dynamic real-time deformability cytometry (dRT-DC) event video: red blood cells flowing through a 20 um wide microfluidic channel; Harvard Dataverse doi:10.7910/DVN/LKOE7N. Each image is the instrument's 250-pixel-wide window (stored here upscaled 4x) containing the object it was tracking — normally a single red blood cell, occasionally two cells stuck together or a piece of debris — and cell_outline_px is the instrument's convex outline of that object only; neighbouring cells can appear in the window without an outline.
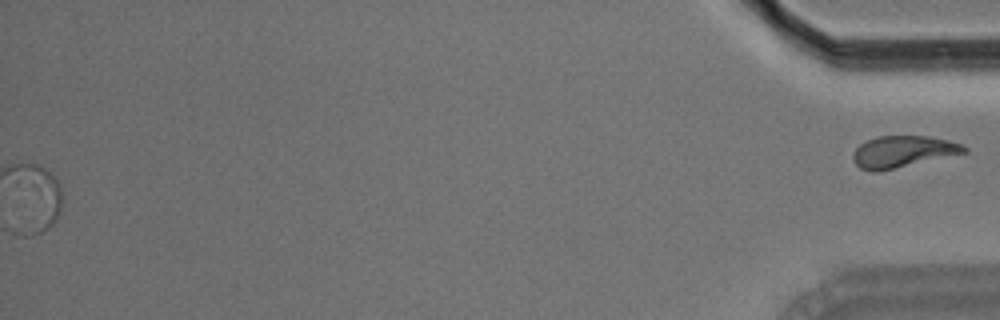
{"species": "Egyptian fruit bat (a non-hibernating species)", "species_latin": "Rousettus aegyptiacus", "temperature_condition": "room temperature", "stored_images_in_passage": 44, "segment_of_instrument_passage": [2, 2], "camera_frame_rate_fps": 3000, "um_per_image_px": 0.085, "animal": {"sex": "male"}, "frame": {"image": 1, "passage_image": 44, "time_ms": 14.333, "image_size_px": [1000, 320], "cell_outline_px": [[968, 152], [876, 172], [872, 172], [860, 168], [852, 160], [852, 156], [856, 148], [860, 144], [876, 136], [928, 136], [948, 140], [960, 144], [968, 148]], "centroid_in_image_um": [76.72, 12.88], "position_along_channel_um": 358.5, "area_um2": 20.29}}